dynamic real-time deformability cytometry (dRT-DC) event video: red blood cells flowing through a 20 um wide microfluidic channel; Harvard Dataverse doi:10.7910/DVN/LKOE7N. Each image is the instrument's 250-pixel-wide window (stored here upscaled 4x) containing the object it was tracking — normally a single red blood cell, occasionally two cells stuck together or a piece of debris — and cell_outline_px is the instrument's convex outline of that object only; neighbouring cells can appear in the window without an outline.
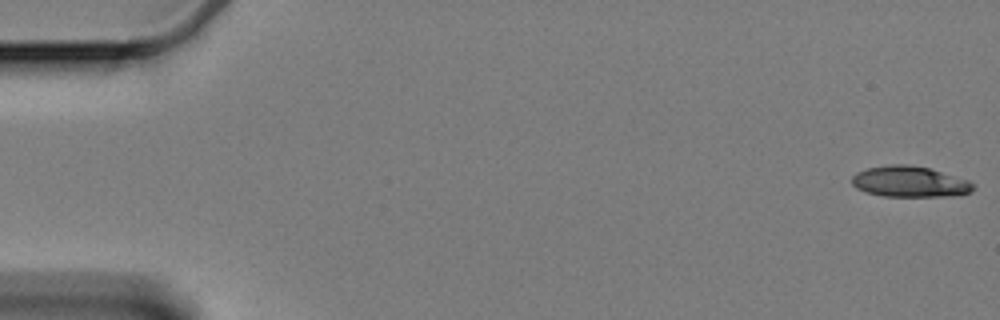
{"species": "Egyptian fruit bat (a non-hibernating species)", "species_latin": "Rousettus aegyptiacus", "temperature_condition": "cold", "stored_images_in_passage": 59, "camera_frame_rate_fps": 3000, "um_per_image_px": 0.085, "animal": {"sex": "female"}, "frame": {"image": 1, "passage_image": 1, "time_ms": 0.0, "image_size_px": [1000, 320], "cell_outline_px": [[972, 188], [968, 192], [948, 196], [884, 196], [864, 192], [856, 188], [852, 184], [852, 176], [856, 172], [868, 168], [888, 164], [908, 164], [928, 168], [968, 180], [972, 184]], "centroid_in_image_um": [77.24, 15.43], "position_along_channel_um": 7.8, "area_um2": 21.56}}
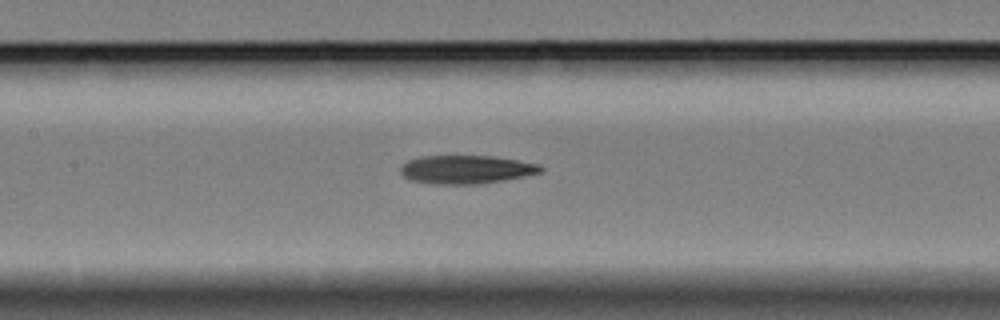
{"frame": {"image": 2, "passage_image": 28, "time_ms": 9.0, "image_size_px": [1000, 320], "cell_outline_px": [[544, 168], [540, 172], [524, 176], [504, 180], [476, 184], [436, 184], [408, 180], [400, 172], [400, 168], [408, 160], [420, 156], [492, 156], [540, 164]], "centroid_in_image_um": [39.6, 14.4], "position_along_channel_um": 167.8, "area_um2": 23.12}}
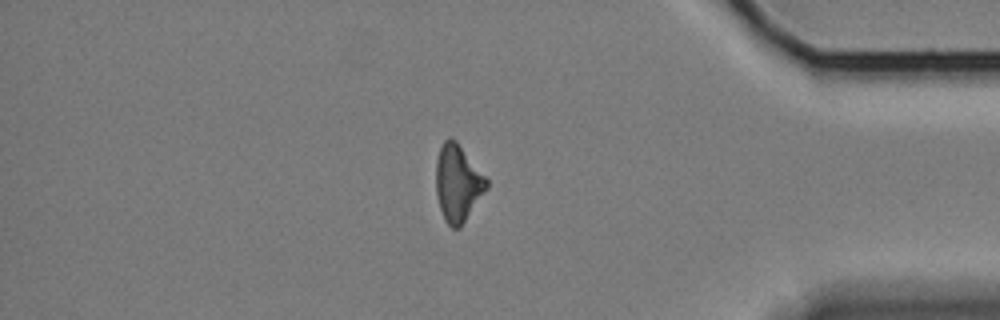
{"frame": {"image": 3, "passage_image": 51, "time_ms": 16.667, "image_size_px": [1000, 320], "cell_outline_px": [[488, 188], [460, 228], [452, 228], [444, 220], [440, 208], [436, 192], [436, 160], [440, 148], [444, 140], [448, 136], [452, 136], [456, 140], [488, 180]], "centroid_in_image_um": [38.9, 15.56], "position_along_channel_um": 396.3, "area_um2": 22.66}}